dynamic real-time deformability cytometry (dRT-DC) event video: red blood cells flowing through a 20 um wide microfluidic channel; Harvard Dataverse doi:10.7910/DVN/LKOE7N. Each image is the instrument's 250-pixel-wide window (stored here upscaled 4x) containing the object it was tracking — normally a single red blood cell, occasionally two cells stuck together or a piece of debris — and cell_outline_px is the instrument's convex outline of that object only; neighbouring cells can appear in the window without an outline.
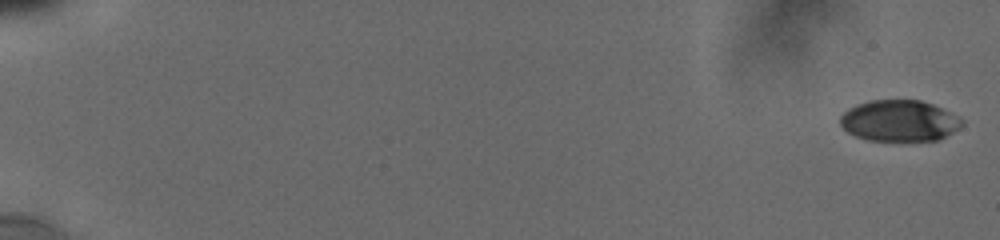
{"species": "human", "species_latin": "Homo sapiens", "temperature_condition": "cold", "stored_images_in_passage": 14, "camera_frame_rate_fps": 3000, "um_per_image_px": 0.085, "donor": {"sex": "male"}, "frame": {"image": 1, "passage_image": 1, "time_ms": 0.0, "image_size_px": [1000, 240], "cell_outline_px": [[964, 124], [960, 128], [936, 140], [868, 140], [856, 136], [848, 132], [840, 124], [840, 116], [848, 108], [856, 104], [868, 100], [920, 100], [932, 104], [960, 116], [964, 120]], "centroid_in_image_um": [76.45, 10.25], "position_along_channel_um": 8.6, "area_um2": 29.25}}
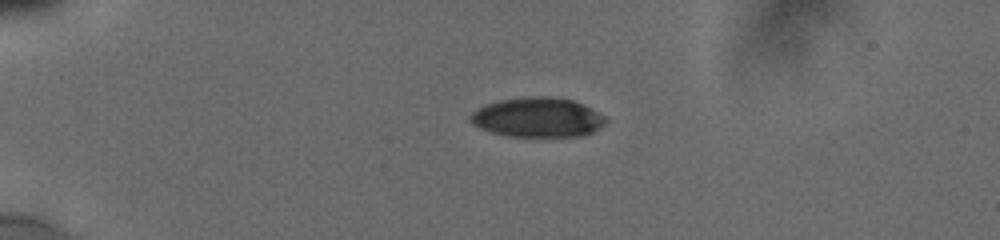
{"frame": {"image": 2, "passage_image": 9, "time_ms": 4.667, "image_size_px": [1000, 240], "cell_outline_px": [[608, 120], [600, 128], [584, 136], [504, 136], [480, 128], [472, 124], [468, 120], [468, 116], [472, 112], [488, 104], [500, 100], [532, 96], [544, 96], [572, 100], [604, 116]], "centroid_in_image_um": [45.67, 9.99], "position_along_channel_um": 39.3, "area_um2": 30.92}}